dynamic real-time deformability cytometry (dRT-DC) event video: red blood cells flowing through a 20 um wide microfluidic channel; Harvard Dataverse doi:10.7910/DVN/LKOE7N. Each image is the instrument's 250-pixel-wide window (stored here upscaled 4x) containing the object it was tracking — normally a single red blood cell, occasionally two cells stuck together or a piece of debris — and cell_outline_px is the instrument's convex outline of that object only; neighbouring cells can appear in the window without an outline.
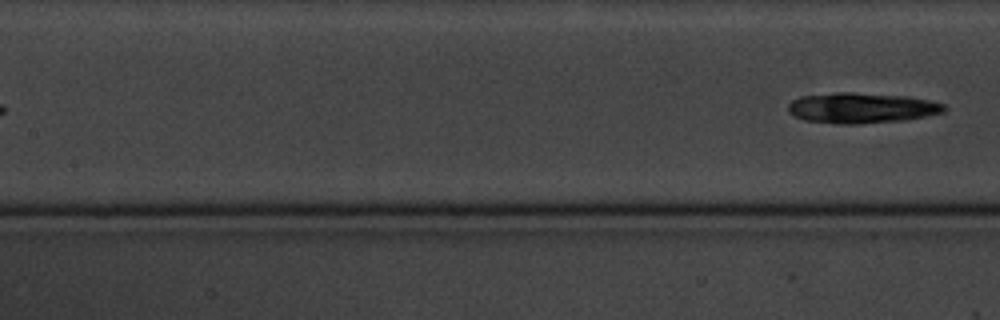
{"species": "common noctule bat (a hibernating species)", "species_latin": "Nyctalus noctula", "temperature_condition": "cold", "stored_images_in_passage": 6, "segment_of_instrument_passage": [2, 2], "camera_frame_rate_fps": 3000, "um_per_image_px": 0.085, "animal": {"sex": "male", "body_mass_g": 20.1, "forearm_length_mm": 53.5}, "frame": {"image": 1, "passage_image": 6, "time_ms": 6.667, "image_size_px": [1000, 320], "cell_outline_px": [[944, 112], [904, 120], [856, 124], [836, 124], [804, 120], [788, 112], [788, 104], [792, 100], [800, 96], [836, 92], [852, 92], [908, 96], [928, 100], [944, 104]], "centroid_in_image_um": [73.18, 9.17], "position_along_channel_um": 134.2, "area_um2": 27.69}}